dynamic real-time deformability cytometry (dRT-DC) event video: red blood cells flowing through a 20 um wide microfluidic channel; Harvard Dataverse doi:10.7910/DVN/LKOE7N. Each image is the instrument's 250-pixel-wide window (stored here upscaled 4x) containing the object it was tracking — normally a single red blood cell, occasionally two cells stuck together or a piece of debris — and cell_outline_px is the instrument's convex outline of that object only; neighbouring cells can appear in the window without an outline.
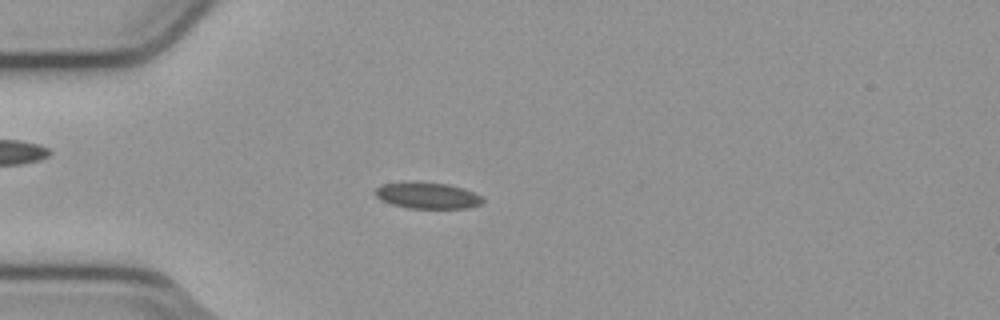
{"species": "common noctule bat (a hibernating species)", "species_latin": "Nyctalus noctula", "temperature_condition": "cold", "stored_images_in_passage": 54, "camera_frame_rate_fps": 3000, "um_per_image_px": 0.085, "animal": {"sex": "male", "body_mass_g": 23.1, "forearm_length_mm": 52.7}, "frame": {"image": 1, "passage_image": 15, "time_ms": 4.667, "image_size_px": [1000, 320], "cell_outline_px": [[484, 200], [480, 204], [468, 208], [408, 208], [392, 204], [380, 200], [372, 192], [376, 188], [384, 184], [448, 184], [472, 192], [480, 196]], "centroid_in_image_um": [36.32, 16.66], "position_along_channel_um": 48.7, "area_um2": 15.66}}
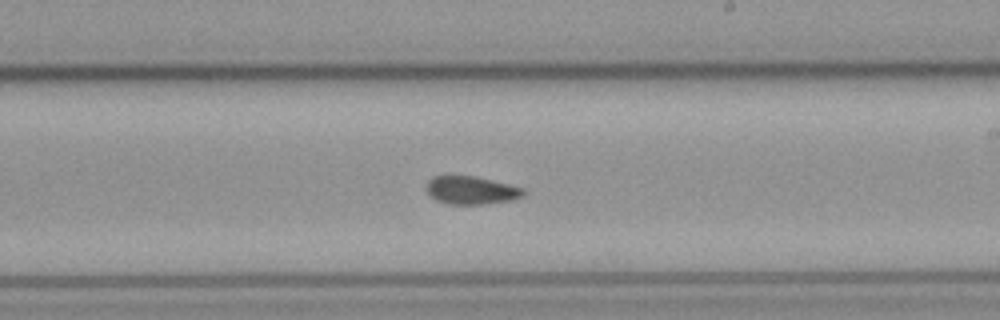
{"frame": {"image": 2, "passage_image": 32, "time_ms": 10.333, "image_size_px": [1000, 320], "cell_outline_px": [[524, 196], [512, 200], [484, 204], [448, 204], [436, 200], [428, 192], [428, 180], [432, 176], [476, 176], [524, 188]], "centroid_in_image_um": [40.08, 16.17], "position_along_channel_um": 248.9, "area_um2": 15.72}}
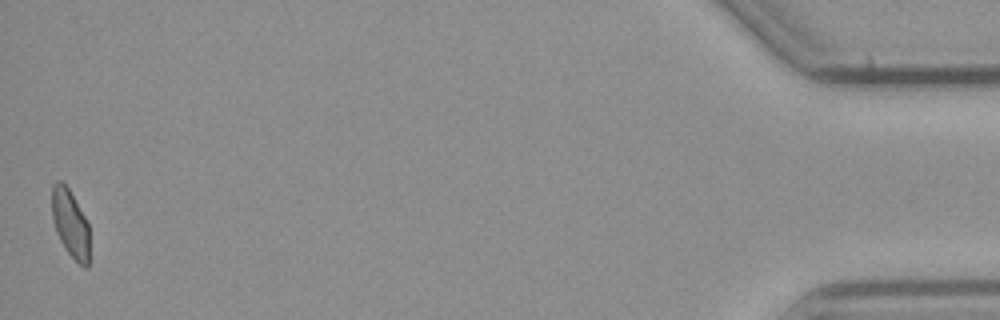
{"frame": {"image": 3, "passage_image": 54, "time_ms": 17.667, "image_size_px": [1000, 320], "cell_outline_px": [[88, 268], [84, 268], [64, 248], [56, 232], [52, 216], [52, 184], [56, 180], [60, 180], [68, 188], [84, 216], [88, 224]], "centroid_in_image_um": [5.95, 18.98], "position_along_channel_um": 429.2, "area_um2": 14.57}, "authors_computed_cell_mechanics": {"area_um2": 16.0973, "velocity_mm_per_s": 3.7855, "shape_relaxation_time_tau1_ms": null, "shape_relaxation_time_tau2_ms": 2.7729, "deformation_change_tau1": null, "deformation_change_tau2": 0.0564}}